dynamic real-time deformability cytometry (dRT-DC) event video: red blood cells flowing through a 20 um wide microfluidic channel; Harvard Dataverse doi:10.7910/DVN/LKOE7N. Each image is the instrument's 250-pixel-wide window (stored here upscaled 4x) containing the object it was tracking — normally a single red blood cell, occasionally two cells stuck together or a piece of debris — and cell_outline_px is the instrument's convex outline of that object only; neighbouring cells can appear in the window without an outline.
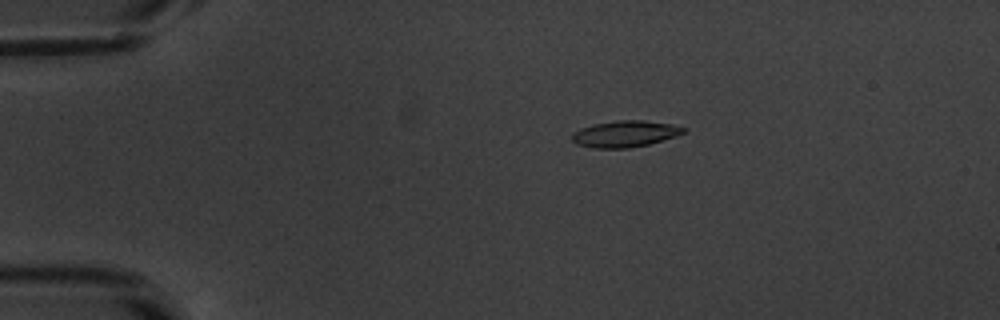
{"species": "common noctule bat (a hibernating species)", "species_latin": "Nyctalus noctula", "temperature_condition": "warm", "stored_images_in_passage": 54, "camera_frame_rate_fps": 3000, "um_per_image_px": 0.085, "animal": {"sex": "male", "body_mass_g": 20.1, "forearm_length_mm": 53.5}, "frame": {"image": 1, "passage_image": 11, "time_ms": 3.333, "image_size_px": [1000, 320], "cell_outline_px": [[684, 132], [676, 136], [648, 144], [628, 148], [596, 148], [576, 144], [572, 140], [572, 132], [580, 128], [592, 124], [616, 120], [640, 120], [672, 124], [684, 128]], "centroid_in_image_um": [53.07, 11.37], "position_along_channel_um": 31.9, "area_um2": 17.05}}
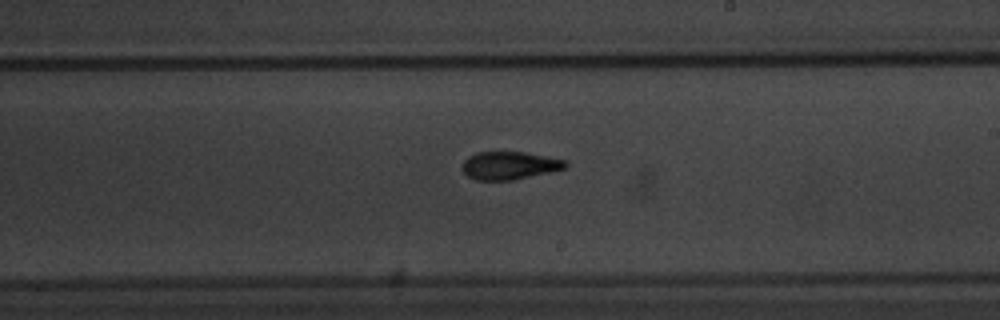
{"frame": {"image": 2, "passage_image": 32, "time_ms": 10.333, "image_size_px": [1000, 320], "cell_outline_px": [[568, 168], [512, 180], [476, 180], [468, 176], [460, 168], [464, 160], [468, 156], [476, 152], [524, 152], [568, 160]], "centroid_in_image_um": [43.31, 14.06], "position_along_channel_um": 245.7, "area_um2": 16.94}}
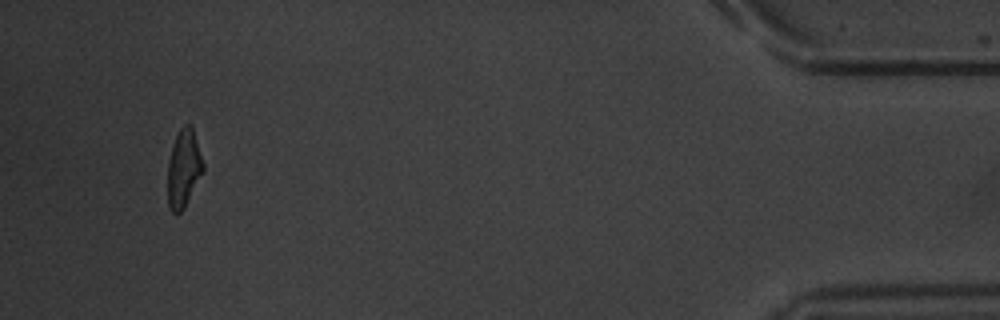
{"frame": {"image": 3, "passage_image": 51, "time_ms": 16.667, "image_size_px": [1000, 320], "cell_outline_px": [[204, 172], [184, 208], [180, 212], [172, 212], [168, 208], [168, 160], [176, 136], [180, 128], [184, 124], [192, 124], [204, 164]], "centroid_in_image_um": [15.63, 14.31], "position_along_channel_um": 419.6, "area_um2": 16.18}, "authors_computed_cell_mechanics": {"area_um2": 16.9065, "velocity_mm_per_s": 3.8304, "shape_relaxation_time_tau1_ms": 3.3807, "shape_relaxation_time_tau2_ms": 2.52, "deformation_change_tau1": 0.2008, "deformation_change_tau2": 0.1117}}